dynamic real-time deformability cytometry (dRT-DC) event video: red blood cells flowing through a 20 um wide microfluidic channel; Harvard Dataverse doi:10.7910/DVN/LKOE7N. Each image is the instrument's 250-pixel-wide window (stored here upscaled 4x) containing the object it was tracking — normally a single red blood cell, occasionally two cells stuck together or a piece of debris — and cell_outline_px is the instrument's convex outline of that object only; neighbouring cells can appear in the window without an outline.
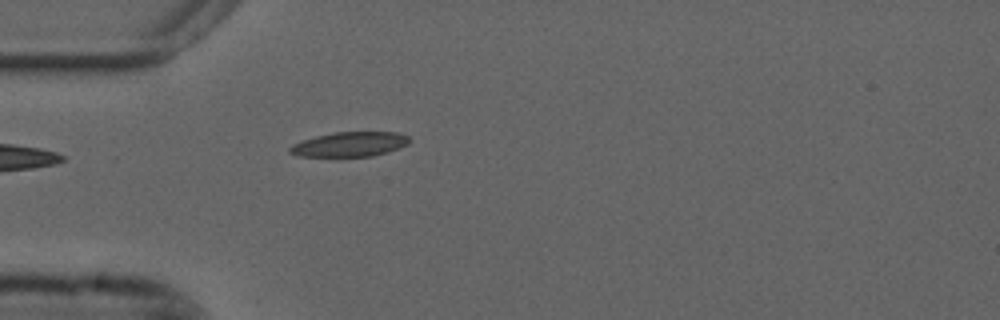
{"species": "common noctule bat (a hibernating species)", "species_latin": "Nyctalus noctula", "temperature_condition": "cold", "stored_images_in_passage": 40, "camera_frame_rate_fps": 3000, "um_per_image_px": 0.085, "animal": {"sex": "male", "forearm_length_mm": 52.5}, "frame": {"image": 1, "passage_image": 1, "time_ms": 0.0, "image_size_px": [1000, 320], "cell_outline_px": [[412, 140], [408, 144], [400, 148], [372, 156], [300, 156], [288, 152], [288, 148], [292, 144], [300, 140], [316, 136], [336, 132], [396, 132], [408, 136]], "centroid_in_image_um": [29.73, 12.26], "position_along_channel_um": 55.3, "area_um2": 17.22}}
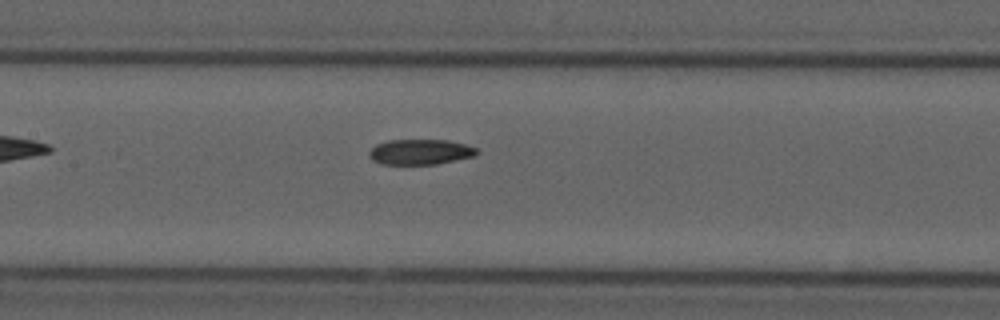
{"frame": {"image": 2, "passage_image": 11, "time_ms": 3.333, "image_size_px": [1000, 320], "cell_outline_px": [[480, 152], [476, 156], [436, 164], [380, 164], [372, 160], [368, 156], [368, 152], [376, 144], [388, 140], [448, 140], [464, 144], [476, 148]], "centroid_in_image_um": [35.72, 12.91], "position_along_channel_um": 171.7, "area_um2": 16.01}}
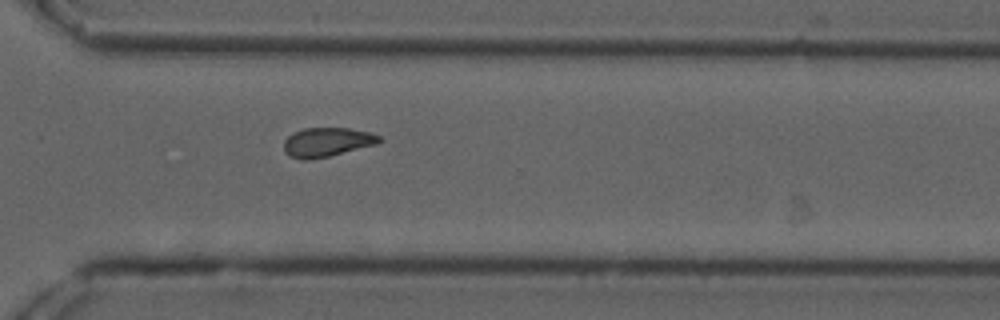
{"frame": {"image": 3, "passage_image": 25, "time_ms": 8.0, "image_size_px": [1000, 320], "cell_outline_px": [[380, 140], [376, 144], [328, 156], [308, 160], [300, 160], [288, 156], [284, 152], [284, 140], [292, 132], [304, 128], [348, 128], [372, 132], [380, 136]], "centroid_in_image_um": [27.74, 12.08], "position_along_channel_um": 342.9, "area_um2": 16.24}, "authors_computed_cell_mechanics": {"area_um2": 16.4152, "velocity_mm_per_s": 3.6733, "shape_relaxation_time_tau1_ms": null, "shape_relaxation_time_tau2_ms": 5.17, "deformation_change_tau1": null, "deformation_change_tau2": 0.108}}